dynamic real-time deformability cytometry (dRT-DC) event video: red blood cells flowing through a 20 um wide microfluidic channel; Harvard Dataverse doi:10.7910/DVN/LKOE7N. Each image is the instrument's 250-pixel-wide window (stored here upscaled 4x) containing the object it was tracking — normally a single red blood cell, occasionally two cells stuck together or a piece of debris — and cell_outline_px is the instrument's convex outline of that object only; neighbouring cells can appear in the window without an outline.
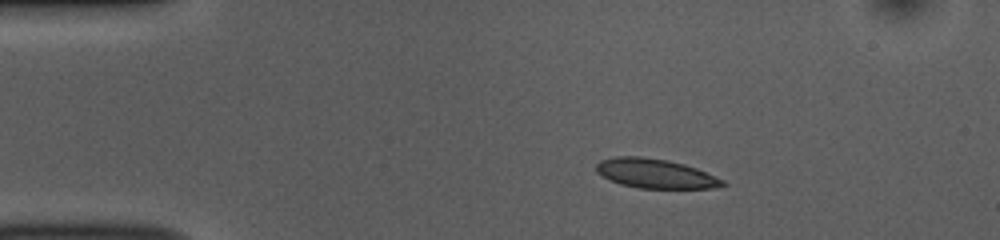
{"species": "common noctule bat (a hibernating species)", "species_latin": "Nyctalus noctula", "temperature_condition": "room temperature", "stored_images_in_passage": 44, "camera_frame_rate_fps": 3000, "um_per_image_px": 0.085, "animal": {"sex": "female", "body_mass_g": 10.0, "forearm_length_mm": 53.1}, "frame": {"image": 1, "passage_image": 1, "time_ms": 0.0, "image_size_px": [1000, 240], "cell_outline_px": [[728, 184], [712, 188], [636, 188], [620, 184], [596, 172], [596, 164], [600, 160], [616, 156], [640, 156], [668, 160], [684, 164], [696, 168], [724, 180]], "centroid_in_image_um": [55.7, 14.74], "position_along_channel_um": 29.3, "area_um2": 21.56}}
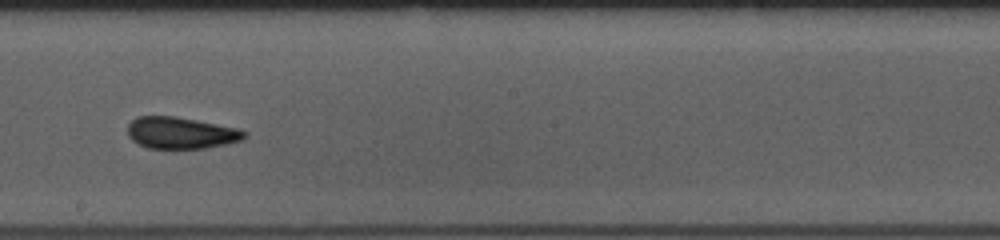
{"frame": {"image": 2, "passage_image": 21, "time_ms": 6.667, "image_size_px": [1000, 240], "cell_outline_px": [[248, 136], [240, 140], [224, 144], [204, 148], [148, 148], [132, 140], [128, 136], [128, 124], [136, 116], [176, 116], [240, 128], [248, 132]], "centroid_in_image_um": [15.39, 11.28], "position_along_channel_um": 232.8, "area_um2": 21.62}}
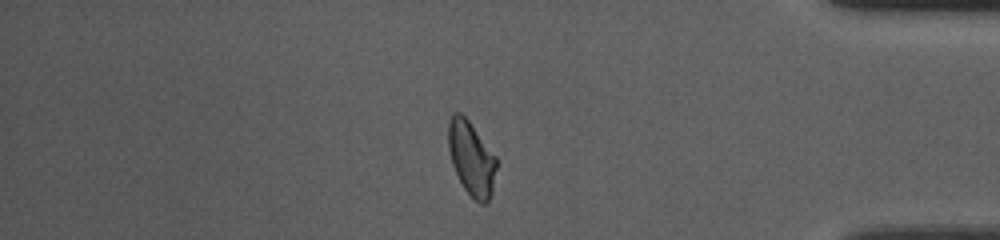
{"frame": {"image": 3, "passage_image": 36, "time_ms": 11.667, "image_size_px": [1000, 240], "cell_outline_px": [[496, 168], [492, 192], [488, 204], [480, 204], [472, 200], [464, 188], [452, 164], [448, 148], [448, 124], [452, 112], [460, 112], [468, 120], [496, 156]], "centroid_in_image_um": [40.06, 13.49], "position_along_channel_um": 395.1, "area_um2": 20.87}, "authors_computed_cell_mechanics": {"area_um2": 21.5883, "velocity_mm_per_s": 3.8285, "shape_relaxation_time_tau1_ms": 9.4454, "shape_relaxation_time_tau2_ms": 1.863, "deformation_change_tau1": 0.1771, "deformation_change_tau2": 0.0693}}